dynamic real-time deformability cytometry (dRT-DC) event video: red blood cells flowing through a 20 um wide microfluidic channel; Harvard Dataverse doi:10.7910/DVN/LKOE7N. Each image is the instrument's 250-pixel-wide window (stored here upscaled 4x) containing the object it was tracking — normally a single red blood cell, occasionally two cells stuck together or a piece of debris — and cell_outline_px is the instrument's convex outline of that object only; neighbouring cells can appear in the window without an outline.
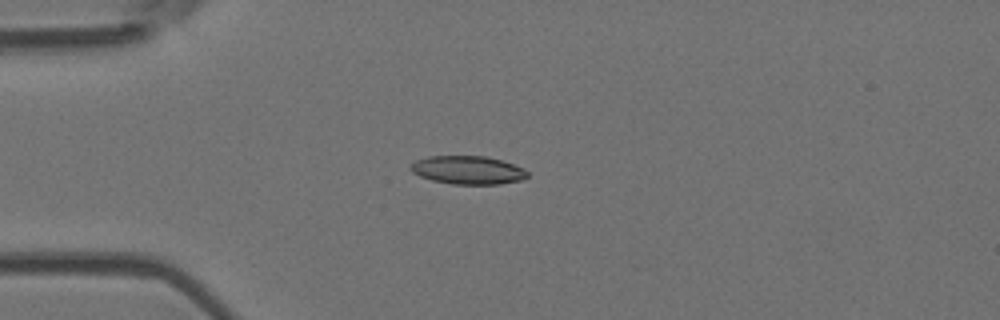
{"species": "Egyptian fruit bat (a non-hibernating species)", "species_latin": "Rousettus aegyptiacus", "temperature_condition": "room temperature", "stored_images_in_passage": 6, "camera_frame_rate_fps": 3000, "um_per_image_px": 0.085, "animal": {"sex": "female"}, "frame": {"image": 1, "passage_image": 1, "time_ms": 0.0, "image_size_px": [1000, 320], "cell_outline_px": [[528, 176], [520, 180], [500, 184], [452, 184], [432, 180], [420, 176], [412, 172], [408, 168], [416, 160], [428, 156], [488, 156], [524, 168], [528, 172]], "centroid_in_image_um": [39.75, 14.45], "position_along_channel_um": 45.2, "area_um2": 19.25}}
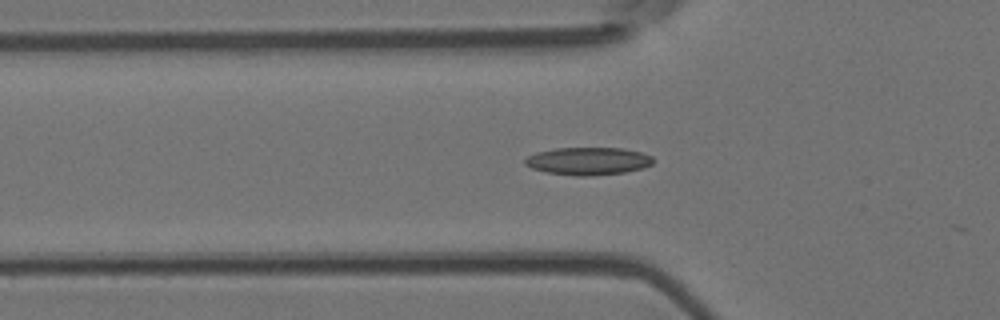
{"frame": {"image": 2, "passage_image": 5, "time_ms": 1.333, "image_size_px": [1000, 320], "cell_outline_px": [[652, 164], [644, 168], [624, 172], [592, 176], [576, 176], [544, 172], [532, 168], [524, 164], [524, 160], [528, 156], [536, 152], [556, 148], [624, 148], [640, 152], [652, 156]], "centroid_in_image_um": [49.97, 13.69], "position_along_channel_um": 75.8, "area_um2": 20.75}}